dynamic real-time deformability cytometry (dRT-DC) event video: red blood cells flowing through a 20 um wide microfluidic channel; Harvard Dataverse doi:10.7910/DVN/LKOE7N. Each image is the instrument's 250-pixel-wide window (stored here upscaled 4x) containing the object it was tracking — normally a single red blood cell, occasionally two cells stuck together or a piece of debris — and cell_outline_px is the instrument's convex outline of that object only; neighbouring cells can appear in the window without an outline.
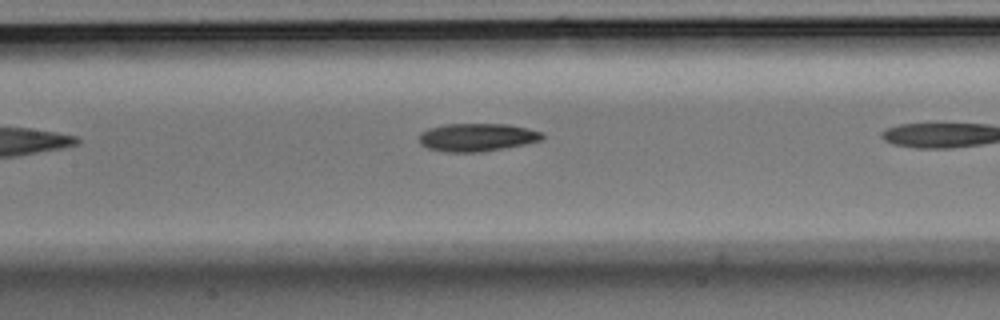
{"species": "Egyptian fruit bat (a non-hibernating species)", "species_latin": "Rousettus aegyptiacus", "temperature_condition": "room temperature", "stored_images_in_passage": 6, "camera_frame_rate_fps": 3000, "um_per_image_px": 0.085, "animal": {"sex": "male"}, "frame": {"image": 1, "passage_image": 5, "time_ms": 1.333, "image_size_px": [1000, 320], "cell_outline_px": [[544, 140], [504, 148], [480, 152], [444, 152], [428, 148], [420, 144], [420, 132], [428, 128], [444, 124], [508, 124], [528, 128], [544, 132]], "centroid_in_image_um": [40.57, 11.66], "position_along_channel_um": 166.8, "area_um2": 20.29}}